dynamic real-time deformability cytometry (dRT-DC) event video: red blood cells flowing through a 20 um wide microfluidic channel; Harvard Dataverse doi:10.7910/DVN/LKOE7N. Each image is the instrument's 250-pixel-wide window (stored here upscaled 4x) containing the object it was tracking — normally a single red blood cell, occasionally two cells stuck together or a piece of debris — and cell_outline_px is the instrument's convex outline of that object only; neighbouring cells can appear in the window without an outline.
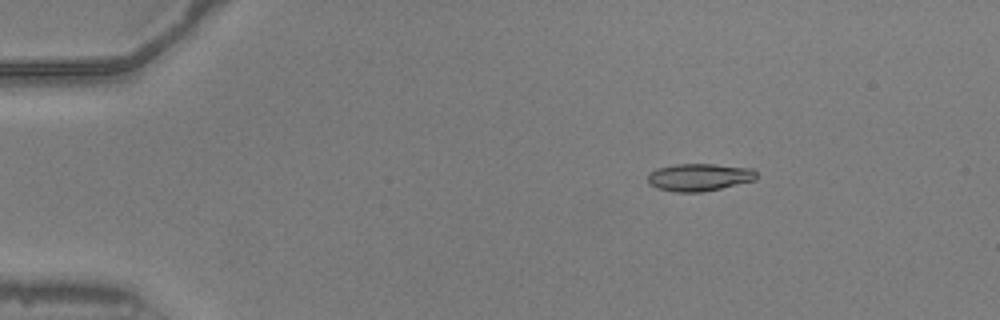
{"species": "common noctule bat (a hibernating species)", "species_latin": "Nyctalus noctula", "temperature_condition": "warm", "stored_images_in_passage": 48, "camera_frame_rate_fps": 3000, "um_per_image_px": 0.085, "animal": {"sex": "male", "body_mass_g": 20.5, "forearm_length_mm": 52.5}, "frame": {"image": 1, "passage_image": 5, "time_ms": 1.333, "image_size_px": [1000, 320], "cell_outline_px": [[756, 180], [720, 188], [700, 192], [676, 192], [656, 188], [648, 184], [648, 172], [656, 168], [676, 164], [712, 164], [752, 168], [756, 172]], "centroid_in_image_um": [59.39, 15.06], "position_along_channel_um": 25.6, "area_um2": 17.46}}
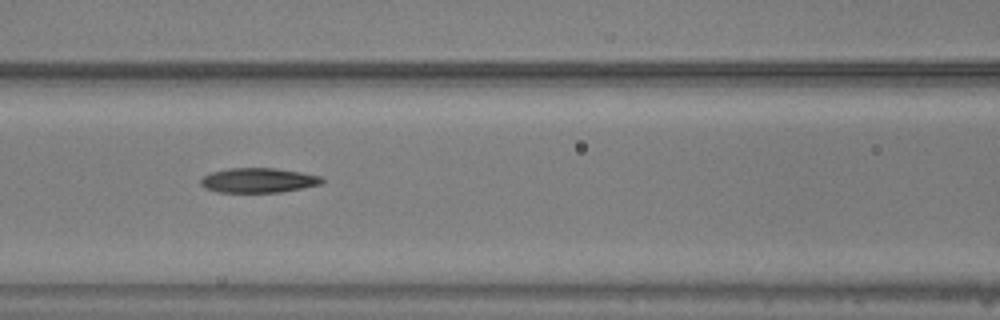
{"frame": {"image": 2, "passage_image": 20, "time_ms": 6.333, "image_size_px": [1000, 320], "cell_outline_px": [[324, 180], [320, 184], [280, 192], [216, 192], [204, 188], [200, 184], [200, 180], [204, 176], [212, 172], [228, 168], [276, 168], [300, 172], [320, 176]], "centroid_in_image_um": [21.91, 15.32], "position_along_channel_um": 144.7, "area_um2": 17.34}}
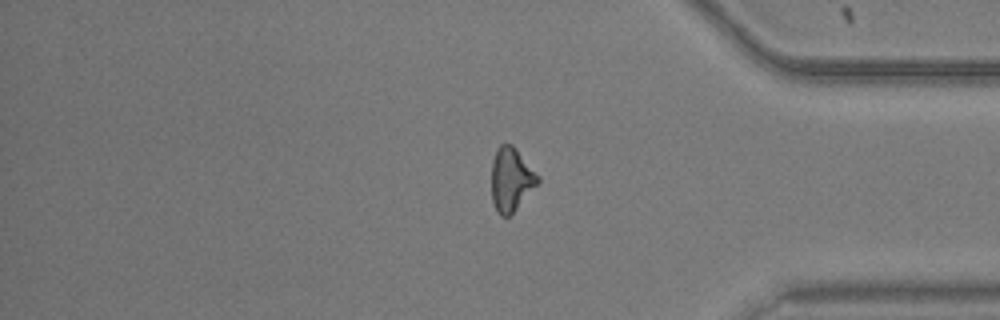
{"frame": {"image": 3, "passage_image": 40, "time_ms": 13.0, "image_size_px": [1000, 320], "cell_outline_px": [[540, 180], [516, 208], [508, 216], [500, 216], [496, 212], [492, 200], [492, 160], [496, 148], [500, 144], [512, 144], [516, 148], [540, 176]], "centroid_in_image_um": [43.43, 15.22], "position_along_channel_um": 391.8, "area_um2": 17.05}, "authors_computed_cell_mechanics": {"area_um2": 17.3111, "velocity_mm_per_s": 3.9631, "shape_relaxation_time_tau1_ms": 5.4499, "shape_relaxation_time_tau2_ms": 7.832, "deformation_change_tau1": 0.1585, "deformation_change_tau2": 0.2103}}